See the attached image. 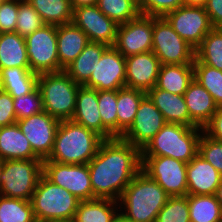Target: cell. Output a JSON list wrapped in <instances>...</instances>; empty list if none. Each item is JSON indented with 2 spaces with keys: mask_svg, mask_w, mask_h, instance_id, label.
Wrapping results in <instances>:
<instances>
[{
  "mask_svg": "<svg viewBox=\"0 0 222 222\" xmlns=\"http://www.w3.org/2000/svg\"><path fill=\"white\" fill-rule=\"evenodd\" d=\"M17 121L44 111L41 93L38 87L27 95L13 98Z\"/></svg>",
  "mask_w": 222,
  "mask_h": 222,
  "instance_id": "40",
  "label": "cell"
},
{
  "mask_svg": "<svg viewBox=\"0 0 222 222\" xmlns=\"http://www.w3.org/2000/svg\"><path fill=\"white\" fill-rule=\"evenodd\" d=\"M193 79V64L161 65L155 87L172 94L184 95Z\"/></svg>",
  "mask_w": 222,
  "mask_h": 222,
  "instance_id": "27",
  "label": "cell"
},
{
  "mask_svg": "<svg viewBox=\"0 0 222 222\" xmlns=\"http://www.w3.org/2000/svg\"><path fill=\"white\" fill-rule=\"evenodd\" d=\"M185 6H205L207 0H183Z\"/></svg>",
  "mask_w": 222,
  "mask_h": 222,
  "instance_id": "48",
  "label": "cell"
},
{
  "mask_svg": "<svg viewBox=\"0 0 222 222\" xmlns=\"http://www.w3.org/2000/svg\"><path fill=\"white\" fill-rule=\"evenodd\" d=\"M190 222H222V207L215 195L187 194Z\"/></svg>",
  "mask_w": 222,
  "mask_h": 222,
  "instance_id": "32",
  "label": "cell"
},
{
  "mask_svg": "<svg viewBox=\"0 0 222 222\" xmlns=\"http://www.w3.org/2000/svg\"><path fill=\"white\" fill-rule=\"evenodd\" d=\"M193 67L194 79L212 95L215 104L222 107V71L201 63L196 57Z\"/></svg>",
  "mask_w": 222,
  "mask_h": 222,
  "instance_id": "36",
  "label": "cell"
},
{
  "mask_svg": "<svg viewBox=\"0 0 222 222\" xmlns=\"http://www.w3.org/2000/svg\"><path fill=\"white\" fill-rule=\"evenodd\" d=\"M120 215L119 203L108 198L80 201L74 214V222H114Z\"/></svg>",
  "mask_w": 222,
  "mask_h": 222,
  "instance_id": "26",
  "label": "cell"
},
{
  "mask_svg": "<svg viewBox=\"0 0 222 222\" xmlns=\"http://www.w3.org/2000/svg\"><path fill=\"white\" fill-rule=\"evenodd\" d=\"M183 0H144L139 7L140 14L164 17L167 13L183 6Z\"/></svg>",
  "mask_w": 222,
  "mask_h": 222,
  "instance_id": "42",
  "label": "cell"
},
{
  "mask_svg": "<svg viewBox=\"0 0 222 222\" xmlns=\"http://www.w3.org/2000/svg\"><path fill=\"white\" fill-rule=\"evenodd\" d=\"M203 131L211 138L222 141V107H218Z\"/></svg>",
  "mask_w": 222,
  "mask_h": 222,
  "instance_id": "45",
  "label": "cell"
},
{
  "mask_svg": "<svg viewBox=\"0 0 222 222\" xmlns=\"http://www.w3.org/2000/svg\"><path fill=\"white\" fill-rule=\"evenodd\" d=\"M45 25L37 11L27 2L18 0V16L15 32L21 37L26 38L35 30Z\"/></svg>",
  "mask_w": 222,
  "mask_h": 222,
  "instance_id": "38",
  "label": "cell"
},
{
  "mask_svg": "<svg viewBox=\"0 0 222 222\" xmlns=\"http://www.w3.org/2000/svg\"><path fill=\"white\" fill-rule=\"evenodd\" d=\"M30 68L25 38L16 32L0 34V69Z\"/></svg>",
  "mask_w": 222,
  "mask_h": 222,
  "instance_id": "28",
  "label": "cell"
},
{
  "mask_svg": "<svg viewBox=\"0 0 222 222\" xmlns=\"http://www.w3.org/2000/svg\"><path fill=\"white\" fill-rule=\"evenodd\" d=\"M165 124L162 113L146 95L141 100L132 125L121 138L142 150Z\"/></svg>",
  "mask_w": 222,
  "mask_h": 222,
  "instance_id": "15",
  "label": "cell"
},
{
  "mask_svg": "<svg viewBox=\"0 0 222 222\" xmlns=\"http://www.w3.org/2000/svg\"><path fill=\"white\" fill-rule=\"evenodd\" d=\"M109 47L104 43L89 42L80 55L64 69V72L75 83L84 86L89 81L102 54Z\"/></svg>",
  "mask_w": 222,
  "mask_h": 222,
  "instance_id": "25",
  "label": "cell"
},
{
  "mask_svg": "<svg viewBox=\"0 0 222 222\" xmlns=\"http://www.w3.org/2000/svg\"><path fill=\"white\" fill-rule=\"evenodd\" d=\"M37 11L40 18L48 25H63L71 23L73 8L70 0H27Z\"/></svg>",
  "mask_w": 222,
  "mask_h": 222,
  "instance_id": "31",
  "label": "cell"
},
{
  "mask_svg": "<svg viewBox=\"0 0 222 222\" xmlns=\"http://www.w3.org/2000/svg\"><path fill=\"white\" fill-rule=\"evenodd\" d=\"M87 165L93 195L118 201L141 171V150L121 137L104 139Z\"/></svg>",
  "mask_w": 222,
  "mask_h": 222,
  "instance_id": "1",
  "label": "cell"
},
{
  "mask_svg": "<svg viewBox=\"0 0 222 222\" xmlns=\"http://www.w3.org/2000/svg\"><path fill=\"white\" fill-rule=\"evenodd\" d=\"M43 175L53 184L68 190L80 201L92 200L93 188L87 164H62L43 161Z\"/></svg>",
  "mask_w": 222,
  "mask_h": 222,
  "instance_id": "11",
  "label": "cell"
},
{
  "mask_svg": "<svg viewBox=\"0 0 222 222\" xmlns=\"http://www.w3.org/2000/svg\"><path fill=\"white\" fill-rule=\"evenodd\" d=\"M79 202L68 190L53 184L44 175L31 199L36 222L73 220Z\"/></svg>",
  "mask_w": 222,
  "mask_h": 222,
  "instance_id": "5",
  "label": "cell"
},
{
  "mask_svg": "<svg viewBox=\"0 0 222 222\" xmlns=\"http://www.w3.org/2000/svg\"><path fill=\"white\" fill-rule=\"evenodd\" d=\"M214 195L222 207V179H221V182L218 185Z\"/></svg>",
  "mask_w": 222,
  "mask_h": 222,
  "instance_id": "49",
  "label": "cell"
},
{
  "mask_svg": "<svg viewBox=\"0 0 222 222\" xmlns=\"http://www.w3.org/2000/svg\"><path fill=\"white\" fill-rule=\"evenodd\" d=\"M195 57L203 64L222 71V28H213L195 50Z\"/></svg>",
  "mask_w": 222,
  "mask_h": 222,
  "instance_id": "33",
  "label": "cell"
},
{
  "mask_svg": "<svg viewBox=\"0 0 222 222\" xmlns=\"http://www.w3.org/2000/svg\"><path fill=\"white\" fill-rule=\"evenodd\" d=\"M169 197L154 179L141 170L118 200L120 216L128 222H156Z\"/></svg>",
  "mask_w": 222,
  "mask_h": 222,
  "instance_id": "2",
  "label": "cell"
},
{
  "mask_svg": "<svg viewBox=\"0 0 222 222\" xmlns=\"http://www.w3.org/2000/svg\"><path fill=\"white\" fill-rule=\"evenodd\" d=\"M138 7H140L142 4H143V2H144V0H132Z\"/></svg>",
  "mask_w": 222,
  "mask_h": 222,
  "instance_id": "50",
  "label": "cell"
},
{
  "mask_svg": "<svg viewBox=\"0 0 222 222\" xmlns=\"http://www.w3.org/2000/svg\"><path fill=\"white\" fill-rule=\"evenodd\" d=\"M114 222H128V221H126L123 217L119 215Z\"/></svg>",
  "mask_w": 222,
  "mask_h": 222,
  "instance_id": "51",
  "label": "cell"
},
{
  "mask_svg": "<svg viewBox=\"0 0 222 222\" xmlns=\"http://www.w3.org/2000/svg\"><path fill=\"white\" fill-rule=\"evenodd\" d=\"M0 156L4 160L40 159L17 123L0 127Z\"/></svg>",
  "mask_w": 222,
  "mask_h": 222,
  "instance_id": "24",
  "label": "cell"
},
{
  "mask_svg": "<svg viewBox=\"0 0 222 222\" xmlns=\"http://www.w3.org/2000/svg\"><path fill=\"white\" fill-rule=\"evenodd\" d=\"M89 42L88 36L72 22L57 26L60 72L80 55Z\"/></svg>",
  "mask_w": 222,
  "mask_h": 222,
  "instance_id": "21",
  "label": "cell"
},
{
  "mask_svg": "<svg viewBox=\"0 0 222 222\" xmlns=\"http://www.w3.org/2000/svg\"><path fill=\"white\" fill-rule=\"evenodd\" d=\"M222 175V141L209 137L204 131L199 141V152Z\"/></svg>",
  "mask_w": 222,
  "mask_h": 222,
  "instance_id": "41",
  "label": "cell"
},
{
  "mask_svg": "<svg viewBox=\"0 0 222 222\" xmlns=\"http://www.w3.org/2000/svg\"><path fill=\"white\" fill-rule=\"evenodd\" d=\"M146 95L142 90L126 86L117 90V137H121L132 125L141 100Z\"/></svg>",
  "mask_w": 222,
  "mask_h": 222,
  "instance_id": "30",
  "label": "cell"
},
{
  "mask_svg": "<svg viewBox=\"0 0 222 222\" xmlns=\"http://www.w3.org/2000/svg\"><path fill=\"white\" fill-rule=\"evenodd\" d=\"M146 94L162 113L166 123L189 126V112L183 95L172 94L155 86Z\"/></svg>",
  "mask_w": 222,
  "mask_h": 222,
  "instance_id": "23",
  "label": "cell"
},
{
  "mask_svg": "<svg viewBox=\"0 0 222 222\" xmlns=\"http://www.w3.org/2000/svg\"><path fill=\"white\" fill-rule=\"evenodd\" d=\"M152 52L162 65L193 64L195 60V49L164 17H153Z\"/></svg>",
  "mask_w": 222,
  "mask_h": 222,
  "instance_id": "8",
  "label": "cell"
},
{
  "mask_svg": "<svg viewBox=\"0 0 222 222\" xmlns=\"http://www.w3.org/2000/svg\"><path fill=\"white\" fill-rule=\"evenodd\" d=\"M0 222H36L31 201L0 195Z\"/></svg>",
  "mask_w": 222,
  "mask_h": 222,
  "instance_id": "35",
  "label": "cell"
},
{
  "mask_svg": "<svg viewBox=\"0 0 222 222\" xmlns=\"http://www.w3.org/2000/svg\"><path fill=\"white\" fill-rule=\"evenodd\" d=\"M1 88L13 98L27 95L37 87L38 74L30 68L0 69Z\"/></svg>",
  "mask_w": 222,
  "mask_h": 222,
  "instance_id": "29",
  "label": "cell"
},
{
  "mask_svg": "<svg viewBox=\"0 0 222 222\" xmlns=\"http://www.w3.org/2000/svg\"><path fill=\"white\" fill-rule=\"evenodd\" d=\"M213 28H222V0H207L204 6Z\"/></svg>",
  "mask_w": 222,
  "mask_h": 222,
  "instance_id": "46",
  "label": "cell"
},
{
  "mask_svg": "<svg viewBox=\"0 0 222 222\" xmlns=\"http://www.w3.org/2000/svg\"><path fill=\"white\" fill-rule=\"evenodd\" d=\"M18 0H2L0 4V34L15 32Z\"/></svg>",
  "mask_w": 222,
  "mask_h": 222,
  "instance_id": "43",
  "label": "cell"
},
{
  "mask_svg": "<svg viewBox=\"0 0 222 222\" xmlns=\"http://www.w3.org/2000/svg\"><path fill=\"white\" fill-rule=\"evenodd\" d=\"M71 6L73 9L82 7V6H93L97 5L98 0H70Z\"/></svg>",
  "mask_w": 222,
  "mask_h": 222,
  "instance_id": "47",
  "label": "cell"
},
{
  "mask_svg": "<svg viewBox=\"0 0 222 222\" xmlns=\"http://www.w3.org/2000/svg\"><path fill=\"white\" fill-rule=\"evenodd\" d=\"M99 10L118 25L136 18L139 7L132 0H98Z\"/></svg>",
  "mask_w": 222,
  "mask_h": 222,
  "instance_id": "37",
  "label": "cell"
},
{
  "mask_svg": "<svg viewBox=\"0 0 222 222\" xmlns=\"http://www.w3.org/2000/svg\"><path fill=\"white\" fill-rule=\"evenodd\" d=\"M104 139L73 120L60 121L52 152L43 161L62 164H88Z\"/></svg>",
  "mask_w": 222,
  "mask_h": 222,
  "instance_id": "3",
  "label": "cell"
},
{
  "mask_svg": "<svg viewBox=\"0 0 222 222\" xmlns=\"http://www.w3.org/2000/svg\"><path fill=\"white\" fill-rule=\"evenodd\" d=\"M4 159L0 156V171L2 169L3 163H4Z\"/></svg>",
  "mask_w": 222,
  "mask_h": 222,
  "instance_id": "52",
  "label": "cell"
},
{
  "mask_svg": "<svg viewBox=\"0 0 222 222\" xmlns=\"http://www.w3.org/2000/svg\"><path fill=\"white\" fill-rule=\"evenodd\" d=\"M203 129L166 123L141 150V156H166L189 163L199 152Z\"/></svg>",
  "mask_w": 222,
  "mask_h": 222,
  "instance_id": "4",
  "label": "cell"
},
{
  "mask_svg": "<svg viewBox=\"0 0 222 222\" xmlns=\"http://www.w3.org/2000/svg\"><path fill=\"white\" fill-rule=\"evenodd\" d=\"M164 18L174 31L186 40L195 50L204 37L213 29L203 6H180L167 13Z\"/></svg>",
  "mask_w": 222,
  "mask_h": 222,
  "instance_id": "12",
  "label": "cell"
},
{
  "mask_svg": "<svg viewBox=\"0 0 222 222\" xmlns=\"http://www.w3.org/2000/svg\"><path fill=\"white\" fill-rule=\"evenodd\" d=\"M13 102L14 99L9 93L3 90L0 91V127L16 123Z\"/></svg>",
  "mask_w": 222,
  "mask_h": 222,
  "instance_id": "44",
  "label": "cell"
},
{
  "mask_svg": "<svg viewBox=\"0 0 222 222\" xmlns=\"http://www.w3.org/2000/svg\"><path fill=\"white\" fill-rule=\"evenodd\" d=\"M42 175L41 159L5 160L0 171V195L31 201Z\"/></svg>",
  "mask_w": 222,
  "mask_h": 222,
  "instance_id": "7",
  "label": "cell"
},
{
  "mask_svg": "<svg viewBox=\"0 0 222 222\" xmlns=\"http://www.w3.org/2000/svg\"><path fill=\"white\" fill-rule=\"evenodd\" d=\"M187 194L214 195L222 175L200 154L187 164Z\"/></svg>",
  "mask_w": 222,
  "mask_h": 222,
  "instance_id": "19",
  "label": "cell"
},
{
  "mask_svg": "<svg viewBox=\"0 0 222 222\" xmlns=\"http://www.w3.org/2000/svg\"><path fill=\"white\" fill-rule=\"evenodd\" d=\"M98 109L103 123V139L117 137V90L98 91Z\"/></svg>",
  "mask_w": 222,
  "mask_h": 222,
  "instance_id": "34",
  "label": "cell"
},
{
  "mask_svg": "<svg viewBox=\"0 0 222 222\" xmlns=\"http://www.w3.org/2000/svg\"><path fill=\"white\" fill-rule=\"evenodd\" d=\"M183 96L189 112V127L203 129L218 108L212 95L193 79Z\"/></svg>",
  "mask_w": 222,
  "mask_h": 222,
  "instance_id": "20",
  "label": "cell"
},
{
  "mask_svg": "<svg viewBox=\"0 0 222 222\" xmlns=\"http://www.w3.org/2000/svg\"><path fill=\"white\" fill-rule=\"evenodd\" d=\"M141 170L170 196L187 195V163L166 156H141Z\"/></svg>",
  "mask_w": 222,
  "mask_h": 222,
  "instance_id": "10",
  "label": "cell"
},
{
  "mask_svg": "<svg viewBox=\"0 0 222 222\" xmlns=\"http://www.w3.org/2000/svg\"><path fill=\"white\" fill-rule=\"evenodd\" d=\"M103 138V123L98 109V91L80 86L76 96V108L72 119Z\"/></svg>",
  "mask_w": 222,
  "mask_h": 222,
  "instance_id": "22",
  "label": "cell"
},
{
  "mask_svg": "<svg viewBox=\"0 0 222 222\" xmlns=\"http://www.w3.org/2000/svg\"><path fill=\"white\" fill-rule=\"evenodd\" d=\"M30 70L35 74L60 72L57 26L45 24L25 38Z\"/></svg>",
  "mask_w": 222,
  "mask_h": 222,
  "instance_id": "9",
  "label": "cell"
},
{
  "mask_svg": "<svg viewBox=\"0 0 222 222\" xmlns=\"http://www.w3.org/2000/svg\"><path fill=\"white\" fill-rule=\"evenodd\" d=\"M71 22L88 36L90 42L114 46L119 25L102 13L97 5L73 9Z\"/></svg>",
  "mask_w": 222,
  "mask_h": 222,
  "instance_id": "16",
  "label": "cell"
},
{
  "mask_svg": "<svg viewBox=\"0 0 222 222\" xmlns=\"http://www.w3.org/2000/svg\"><path fill=\"white\" fill-rule=\"evenodd\" d=\"M153 16L139 14L118 26L114 47L124 56L152 51Z\"/></svg>",
  "mask_w": 222,
  "mask_h": 222,
  "instance_id": "13",
  "label": "cell"
},
{
  "mask_svg": "<svg viewBox=\"0 0 222 222\" xmlns=\"http://www.w3.org/2000/svg\"><path fill=\"white\" fill-rule=\"evenodd\" d=\"M125 68V57L114 46H110L102 54L89 81L84 86L97 91L119 90L126 86Z\"/></svg>",
  "mask_w": 222,
  "mask_h": 222,
  "instance_id": "17",
  "label": "cell"
},
{
  "mask_svg": "<svg viewBox=\"0 0 222 222\" xmlns=\"http://www.w3.org/2000/svg\"><path fill=\"white\" fill-rule=\"evenodd\" d=\"M37 87L41 93L45 112L59 121L72 119L79 84L61 71L39 74Z\"/></svg>",
  "mask_w": 222,
  "mask_h": 222,
  "instance_id": "6",
  "label": "cell"
},
{
  "mask_svg": "<svg viewBox=\"0 0 222 222\" xmlns=\"http://www.w3.org/2000/svg\"><path fill=\"white\" fill-rule=\"evenodd\" d=\"M125 60L126 87L147 93L156 85L162 64L152 51L130 55Z\"/></svg>",
  "mask_w": 222,
  "mask_h": 222,
  "instance_id": "18",
  "label": "cell"
},
{
  "mask_svg": "<svg viewBox=\"0 0 222 222\" xmlns=\"http://www.w3.org/2000/svg\"><path fill=\"white\" fill-rule=\"evenodd\" d=\"M156 222H190L187 195L169 197Z\"/></svg>",
  "mask_w": 222,
  "mask_h": 222,
  "instance_id": "39",
  "label": "cell"
},
{
  "mask_svg": "<svg viewBox=\"0 0 222 222\" xmlns=\"http://www.w3.org/2000/svg\"><path fill=\"white\" fill-rule=\"evenodd\" d=\"M61 222H74L73 220H65V221H61Z\"/></svg>",
  "mask_w": 222,
  "mask_h": 222,
  "instance_id": "53",
  "label": "cell"
},
{
  "mask_svg": "<svg viewBox=\"0 0 222 222\" xmlns=\"http://www.w3.org/2000/svg\"><path fill=\"white\" fill-rule=\"evenodd\" d=\"M16 123L29 140L33 152L42 161L46 160L52 152L60 121L43 111L16 121Z\"/></svg>",
  "mask_w": 222,
  "mask_h": 222,
  "instance_id": "14",
  "label": "cell"
}]
</instances>
